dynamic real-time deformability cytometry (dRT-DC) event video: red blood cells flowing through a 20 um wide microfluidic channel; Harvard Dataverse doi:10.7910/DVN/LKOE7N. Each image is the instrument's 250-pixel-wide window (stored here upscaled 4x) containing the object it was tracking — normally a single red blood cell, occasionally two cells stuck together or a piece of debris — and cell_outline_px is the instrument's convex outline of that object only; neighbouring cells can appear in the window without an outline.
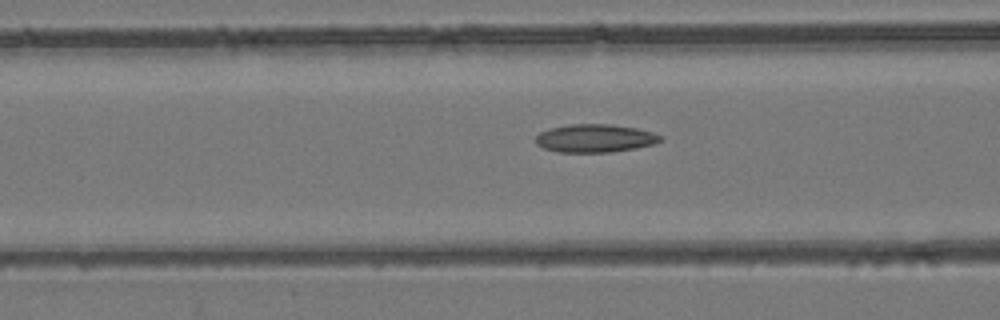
{"species": "common noctule bat (a hibernating species)", "species_latin": "Nyctalus noctula", "temperature_condition": "room temperature", "stored_images_in_passage": 44, "camera_frame_rate_fps": 3000, "um_per_image_px": 0.085, "animal": {"sex": "female", "body_mass_g": 24.6, "forearm_length_mm": 56.2}, "frame": {"image": 1, "passage_image": 12, "time_ms": 3.667, "image_size_px": [1000, 320], "cell_outline_px": [[664, 140], [656, 144], [636, 148], [612, 152], [556, 152], [544, 148], [536, 144], [536, 136], [540, 132], [552, 128], [572, 124], [608, 124], [636, 128], [652, 132], [664, 136]], "centroid_in_image_um": [50.63, 11.76], "position_along_channel_um": 116.0, "area_um2": 20.52}}
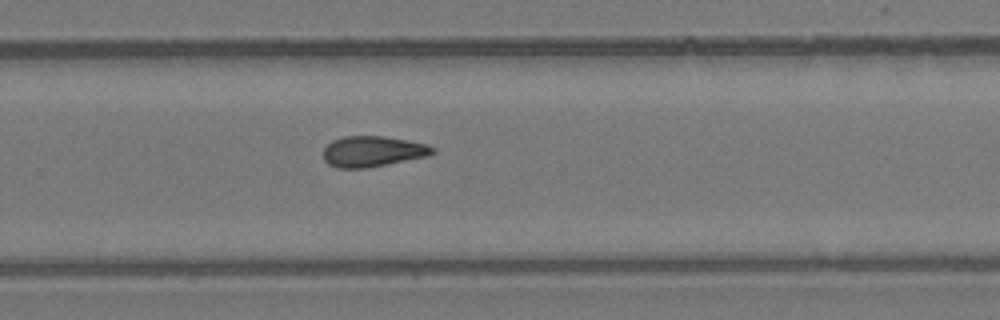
{"frame": {"image": 2, "passage_image": 26, "time_ms": 8.333, "image_size_px": [1000, 320], "cell_outline_px": [[436, 152], [428, 156], [368, 168], [336, 168], [328, 164], [324, 160], [324, 148], [332, 140], [344, 136], [384, 136], [424, 144], [436, 148]], "centroid_in_image_um": [31.66, 12.88], "position_along_channel_um": 298.1, "area_um2": 19.54}}
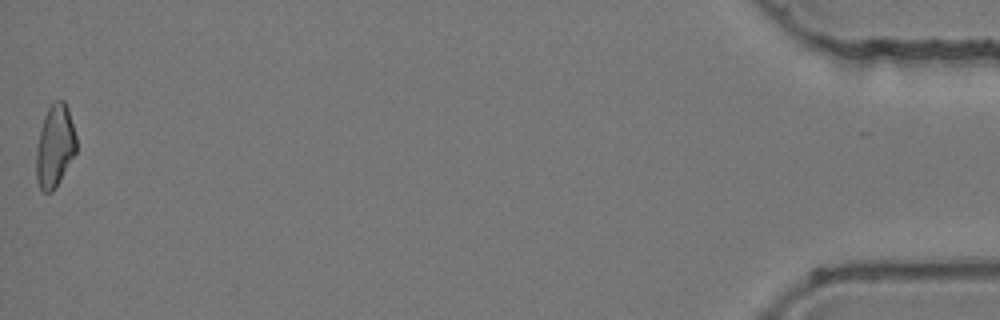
{"frame": {"image": 3, "passage_image": 44, "time_ms": 14.333, "image_size_px": [1000, 320], "cell_outline_px": [[76, 152], [60, 180], [52, 192], [44, 192], [40, 188], [36, 180], [36, 148], [44, 116], [48, 108], [56, 100], [64, 100], [68, 108], [76, 136]], "centroid_in_image_um": [4.66, 12.42], "position_along_channel_um": 430.5, "area_um2": 19.13}, "authors_computed_cell_mechanics": {"area_um2": 19.5942, "velocity_mm_per_s": 3.9084, "shape_relaxation_time_tau1_ms": null, "shape_relaxation_time_tau2_ms": 9.8667, "deformation_change_tau1": null, "deformation_change_tau2": 0.1937}}